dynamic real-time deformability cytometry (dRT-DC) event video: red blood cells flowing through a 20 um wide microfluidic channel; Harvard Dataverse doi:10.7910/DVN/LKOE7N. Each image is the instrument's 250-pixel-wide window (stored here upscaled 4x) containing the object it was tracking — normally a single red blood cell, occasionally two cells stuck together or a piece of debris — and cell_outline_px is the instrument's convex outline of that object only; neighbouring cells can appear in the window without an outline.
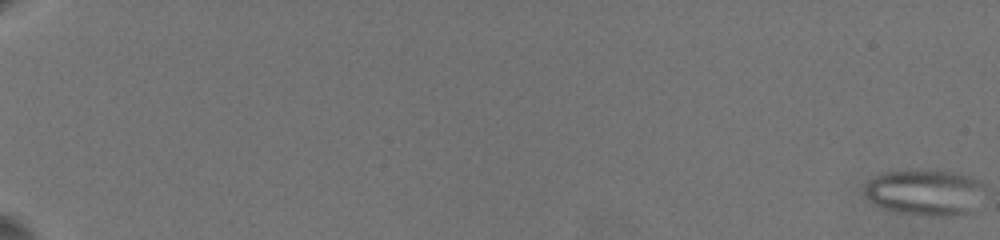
{"species": "common noctule bat (a hibernating species)", "species_latin": "Nyctalus noctula", "temperature_condition": "warm", "stored_images_in_passage": 66, "camera_frame_rate_fps": 3000, "um_per_image_px": 0.085, "animal": {"sex": "female", "body_mass_g": 19.5, "forearm_length_mm": 54.1}, "frame": {"image": 1, "passage_image": 1, "time_ms": 0.0, "image_size_px": [1000, 240], "cell_outline_px": [[984, 188], [972, 212], [904, 212], [888, 208], [876, 204], [864, 192], [868, 180], [876, 176], [888, 172], [908, 168], [912, 168], [952, 172], [968, 176], [980, 180], [984, 184]], "centroid_in_image_um": [78.62, 16.24], "position_along_channel_um": 6.4, "area_um2": 30.69}}
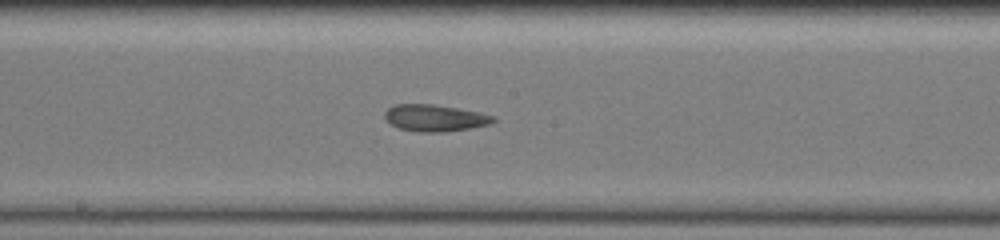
{"frame": {"image": 2, "passage_image": 41, "time_ms": 13.0, "image_size_px": [1000, 240], "cell_outline_px": [[496, 120], [492, 124], [444, 132], [420, 132], [396, 128], [384, 116], [384, 112], [388, 108], [396, 104], [432, 104], [480, 112], [496, 116]], "centroid_in_image_um": [36.98, 10.03], "position_along_channel_um": 211.2, "area_um2": 16.94}}
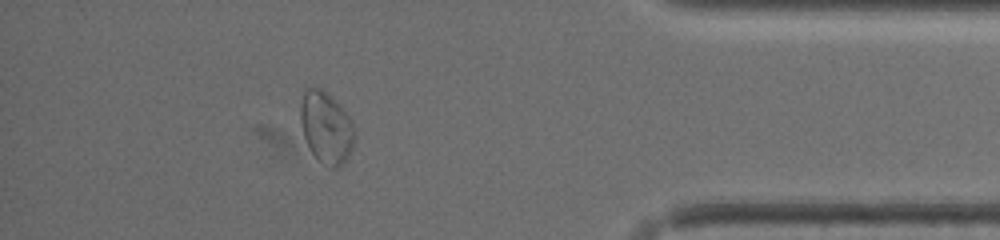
{"frame": {"image": 3, "passage_image": 59, "time_ms": 19.333, "image_size_px": [1000, 240], "cell_outline_px": [[356, 136], [352, 148], [348, 156], [336, 168], [332, 168], [324, 164], [308, 148], [304, 136], [300, 120], [300, 104], [304, 88], [320, 88], [328, 92], [332, 96], [352, 120], [356, 128]], "centroid_in_image_um": [27.73, 10.8], "position_along_channel_um": 407.5, "area_um2": 22.77}, "authors_computed_cell_mechanics": {"area_um2": 23.12, "velocity_mm_per_s": 3.544, "shape_relaxation_time_tau1_ms": null, "shape_relaxation_time_tau2_ms": 2.1726, "deformation_change_tau1": null, "deformation_change_tau2": 0.1017}}